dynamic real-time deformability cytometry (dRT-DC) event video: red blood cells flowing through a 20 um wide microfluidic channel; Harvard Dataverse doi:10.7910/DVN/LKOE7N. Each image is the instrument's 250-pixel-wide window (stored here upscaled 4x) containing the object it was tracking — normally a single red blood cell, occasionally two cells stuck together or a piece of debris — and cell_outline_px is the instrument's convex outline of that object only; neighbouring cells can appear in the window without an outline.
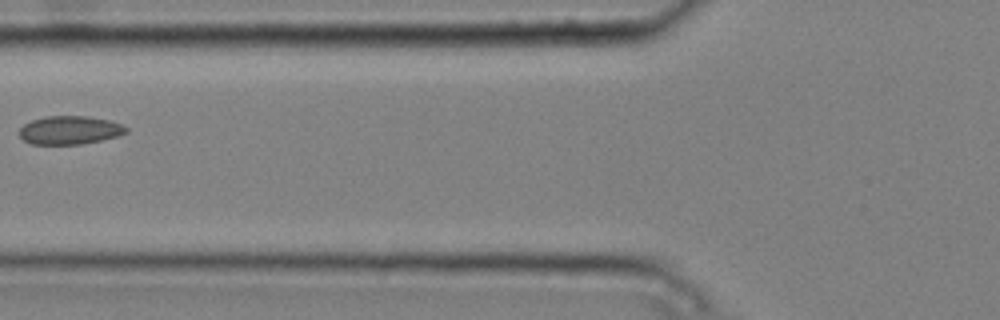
{"species": "common noctule bat (a hibernating species)", "species_latin": "Nyctalus noctula", "temperature_condition": "cold", "stored_images_in_passage": 7, "camera_frame_rate_fps": 3000, "um_per_image_px": 0.085, "animal": {"sex": "male", "body_mass_g": 20.4}, "frame": {"image": 1, "passage_image": 6, "time_ms": 1.667, "image_size_px": [1000, 320], "cell_outline_px": [[128, 132], [116, 136], [100, 140], [80, 144], [28, 144], [20, 136], [20, 128], [24, 124], [32, 120], [44, 116], [88, 116], [108, 120], [120, 124], [128, 128]], "centroid_in_image_um": [5.9, 11.06], "position_along_channel_um": 119.9, "area_um2": 17.57}}
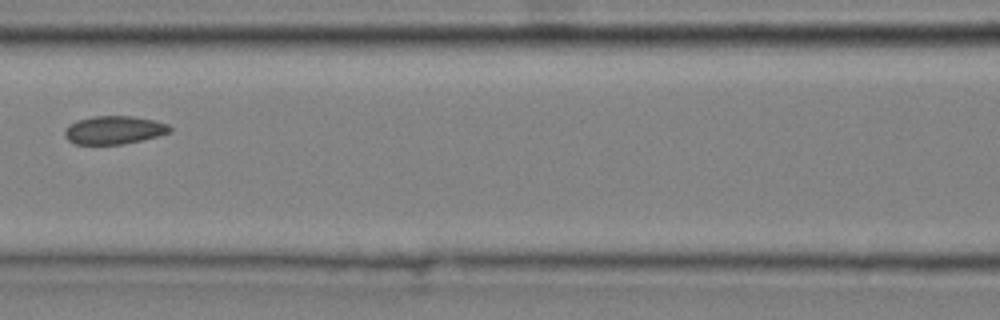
{"frame": {"image": 2, "passage_image": 7, "time_ms": 2.0, "image_size_px": [1000, 320], "cell_outline_px": [[172, 132], [140, 140], [120, 144], [76, 144], [68, 140], [64, 136], [64, 132], [68, 124], [76, 120], [96, 116], [132, 116], [152, 120], [168, 124], [172, 128]], "centroid_in_image_um": [9.67, 11.05], "position_along_channel_um": 156.9, "area_um2": 17.17}}